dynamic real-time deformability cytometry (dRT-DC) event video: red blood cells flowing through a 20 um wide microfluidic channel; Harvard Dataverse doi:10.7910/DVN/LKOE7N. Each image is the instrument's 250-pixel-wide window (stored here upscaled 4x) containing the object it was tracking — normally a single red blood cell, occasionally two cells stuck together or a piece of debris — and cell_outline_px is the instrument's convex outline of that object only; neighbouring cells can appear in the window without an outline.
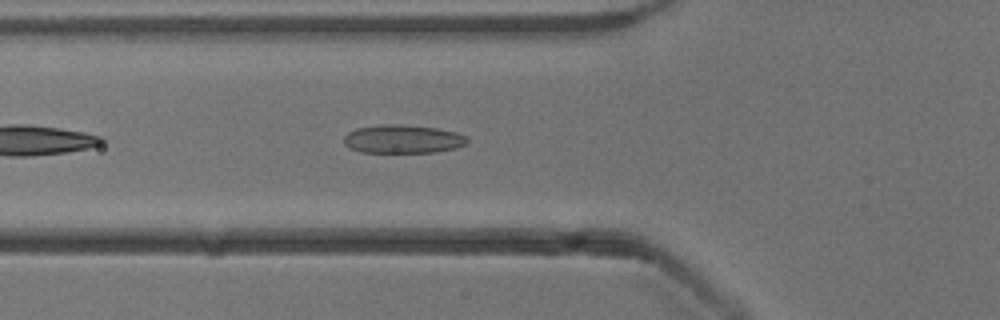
{"species": "common noctule bat (a hibernating species)", "species_latin": "Nyctalus noctula", "temperature_condition": "cold", "stored_images_in_passage": 23, "camera_frame_rate_fps": 3000, "um_per_image_px": 0.085, "animal": {"sex": "male", "body_mass_g": 13.3}, "frame": {"image": 1, "passage_image": 5, "time_ms": 1.333, "image_size_px": [1000, 320], "cell_outline_px": [[468, 144], [456, 148], [432, 152], [360, 152], [348, 148], [344, 144], [344, 136], [348, 132], [356, 128], [384, 124], [400, 124], [436, 128], [456, 132], [468, 136]], "centroid_in_image_um": [34.24, 11.82], "position_along_channel_um": 91.6, "area_um2": 20.58}}
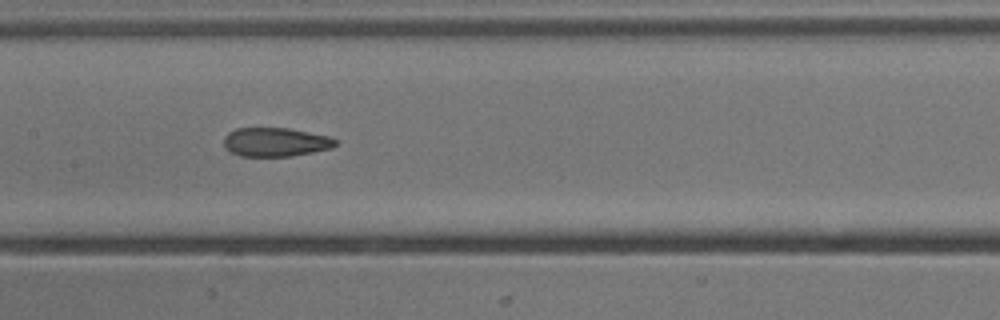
{"frame": {"image": 2, "passage_image": 12, "time_ms": 3.667, "image_size_px": [1000, 320], "cell_outline_px": [[336, 144], [332, 148], [292, 156], [240, 156], [232, 152], [224, 144], [224, 136], [228, 132], [236, 128], [288, 128], [328, 136], [336, 140]], "centroid_in_image_um": [23.41, 12.07], "position_along_channel_um": 184.0, "area_um2": 18.61}}
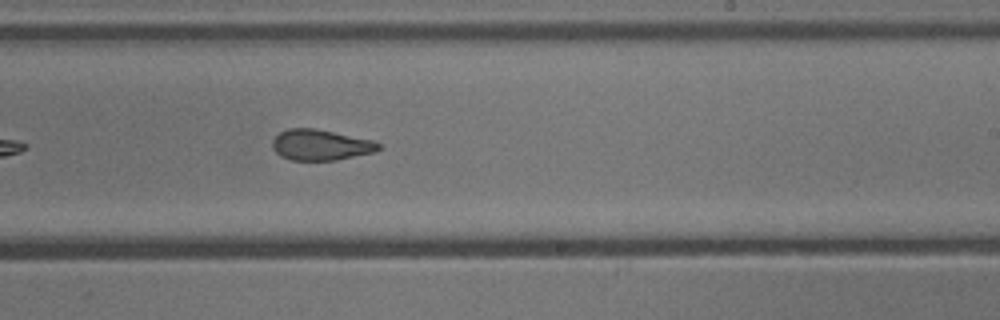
{"frame": {"image": 3, "passage_image": 18, "time_ms": 5.667, "image_size_px": [1000, 320], "cell_outline_px": [[380, 148], [372, 152], [336, 160], [292, 160], [280, 156], [272, 148], [272, 140], [280, 132], [288, 128], [312, 128], [372, 140], [380, 144]], "centroid_in_image_um": [27.19, 12.32], "position_along_channel_um": 261.8, "area_um2": 18.73}}